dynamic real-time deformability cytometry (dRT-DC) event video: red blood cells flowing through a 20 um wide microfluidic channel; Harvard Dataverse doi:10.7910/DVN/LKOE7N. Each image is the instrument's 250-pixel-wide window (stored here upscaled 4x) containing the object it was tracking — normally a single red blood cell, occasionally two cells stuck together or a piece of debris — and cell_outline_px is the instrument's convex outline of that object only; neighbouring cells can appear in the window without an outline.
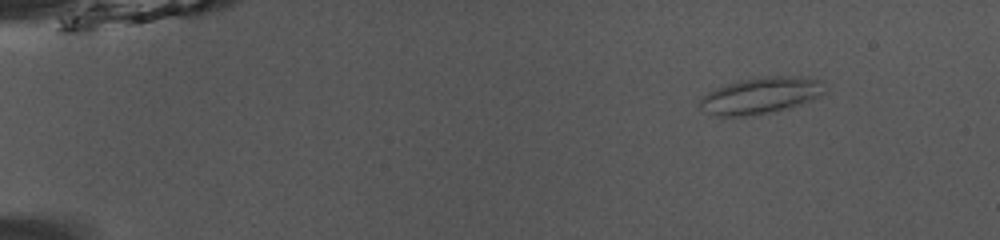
{"species": "common noctule bat (a hibernating species)", "species_latin": "Nyctalus noctula", "temperature_condition": "room temperature", "stored_images_in_passage": 46, "camera_frame_rate_fps": 3000, "um_per_image_px": 0.085, "animal": {"sex": "male", "body_mass_g": 13.0, "forearm_length_mm": 53.1}, "frame": {"image": 1, "passage_image": 1, "time_ms": 0.0, "image_size_px": [1000, 240], "cell_outline_px": [[828, 92], [812, 100], [776, 112], [756, 116], [720, 116], [708, 112], [700, 108], [700, 100], [708, 92], [724, 84], [740, 80], [764, 76], [796, 76], [824, 80]], "centroid_in_image_um": [64.74, 8.11], "position_along_channel_um": 20.3, "area_um2": 26.99}}
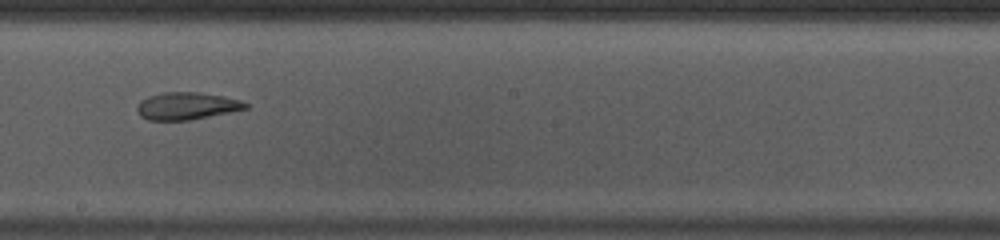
{"frame": {"image": 2, "passage_image": 25, "time_ms": 8.0, "image_size_px": [1000, 240], "cell_outline_px": [[248, 108], [232, 112], [188, 120], [148, 120], [140, 116], [136, 108], [140, 100], [148, 96], [164, 92], [200, 92], [224, 96], [240, 100], [248, 104]], "centroid_in_image_um": [15.87, 9.0], "position_along_channel_um": 232.3, "area_um2": 17.34}}
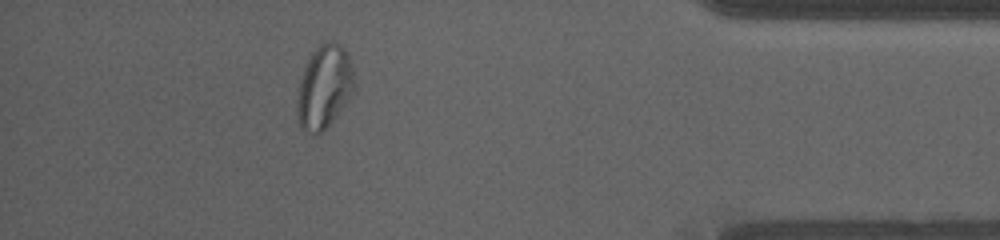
{"frame": {"image": 3, "passage_image": 41, "time_ms": 13.333, "image_size_px": [1000, 240], "cell_outline_px": [[356, 88], [348, 100], [336, 116], [320, 132], [312, 136], [300, 128], [296, 116], [296, 100], [300, 80], [304, 68], [312, 52], [324, 40], [340, 44], [348, 52], [352, 64], [356, 84]], "centroid_in_image_um": [27.56, 7.39], "position_along_channel_um": 407.6, "area_um2": 28.21}, "authors_computed_cell_mechanics": {"area_um2": 20.3456, "velocity_mm_per_s": 3.9413, "shape_relaxation_time_tau1_ms": null, "shape_relaxation_time_tau2_ms": 5.299, "deformation_change_tau1": null, "deformation_change_tau2": 0.0835}}